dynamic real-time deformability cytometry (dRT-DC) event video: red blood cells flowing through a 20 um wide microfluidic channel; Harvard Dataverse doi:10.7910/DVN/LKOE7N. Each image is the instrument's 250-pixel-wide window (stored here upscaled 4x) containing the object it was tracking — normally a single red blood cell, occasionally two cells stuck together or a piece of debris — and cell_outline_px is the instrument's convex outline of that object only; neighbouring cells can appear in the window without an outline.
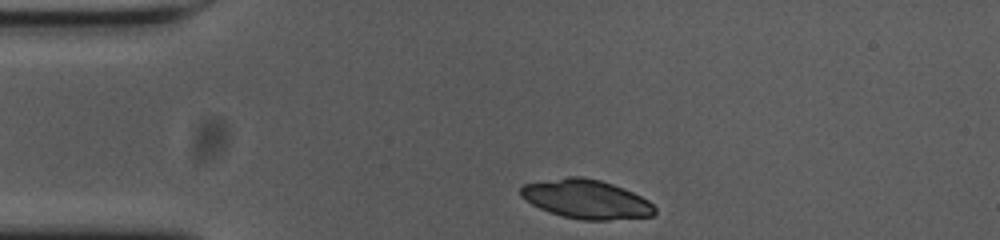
{"species": "common noctule bat (a hibernating species)", "species_latin": "Nyctalus noctula", "temperature_condition": "cold", "stored_images_in_passage": 34, "camera_frame_rate_fps": 3000, "um_per_image_px": 0.085, "animal": {"sex": "female", "body_mass_g": 23.0, "forearm_length_mm": 53.4}, "frame": {"image": 1, "passage_image": 1, "time_ms": 0.0, "image_size_px": [1000, 240], "cell_outline_px": [[656, 212], [652, 216], [608, 220], [584, 220], [564, 216], [548, 212], [532, 204], [520, 196], [520, 188], [524, 184], [568, 176], [580, 176], [600, 180], [624, 188], [648, 200], [656, 208]], "centroid_in_image_um": [49.83, 16.93], "position_along_channel_um": 35.2, "area_um2": 30.35}}